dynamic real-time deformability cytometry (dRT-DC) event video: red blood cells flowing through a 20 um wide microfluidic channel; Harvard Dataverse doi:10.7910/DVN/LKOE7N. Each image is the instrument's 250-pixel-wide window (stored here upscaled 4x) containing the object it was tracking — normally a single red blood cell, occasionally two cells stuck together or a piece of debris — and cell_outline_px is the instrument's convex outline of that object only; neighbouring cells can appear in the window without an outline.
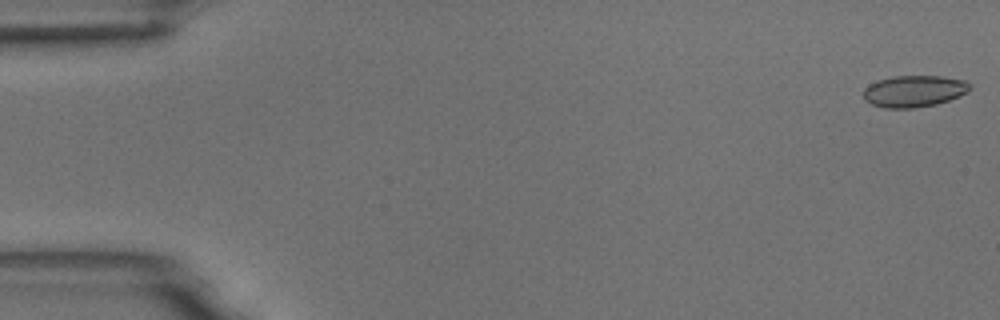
{"species": "common noctule bat (a hibernating species)", "species_latin": "Nyctalus noctula", "temperature_condition": "room temperature", "stored_images_in_passage": 5, "camera_frame_rate_fps": 3000, "um_per_image_px": 0.085, "animal": {"sex": "male", "body_mass_g": 18.8}, "frame": {"image": 1, "passage_image": 1, "time_ms": 0.0, "image_size_px": [1000, 320], "cell_outline_px": [[972, 88], [968, 92], [960, 96], [936, 104], [912, 108], [884, 108], [872, 104], [864, 100], [864, 88], [868, 84], [876, 80], [892, 76], [940, 76], [964, 80], [972, 84]], "centroid_in_image_um": [77.69, 7.74], "position_along_channel_um": 7.3, "area_um2": 19.83}}
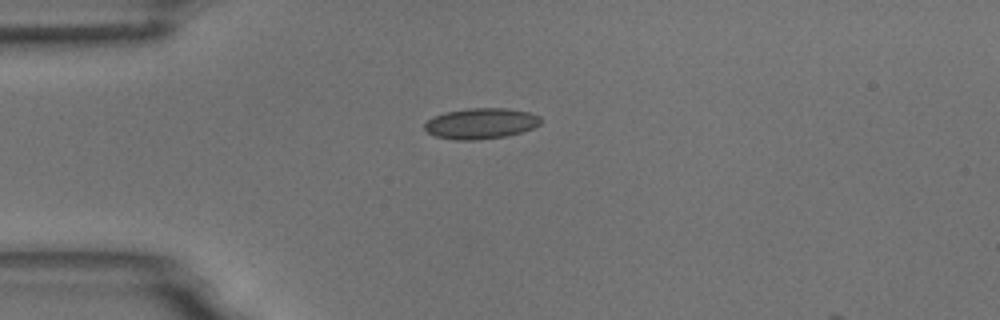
{"frame": {"image": 2, "passage_image": 4, "time_ms": 1.0, "image_size_px": [1000, 320], "cell_outline_px": [[540, 124], [532, 128], [508, 136], [476, 140], [456, 140], [436, 136], [428, 132], [424, 128], [424, 124], [432, 116], [444, 112], [468, 108], [508, 108], [528, 112], [540, 116]], "centroid_in_image_um": [40.85, 10.49], "position_along_channel_um": 44.1, "area_um2": 20.87}}